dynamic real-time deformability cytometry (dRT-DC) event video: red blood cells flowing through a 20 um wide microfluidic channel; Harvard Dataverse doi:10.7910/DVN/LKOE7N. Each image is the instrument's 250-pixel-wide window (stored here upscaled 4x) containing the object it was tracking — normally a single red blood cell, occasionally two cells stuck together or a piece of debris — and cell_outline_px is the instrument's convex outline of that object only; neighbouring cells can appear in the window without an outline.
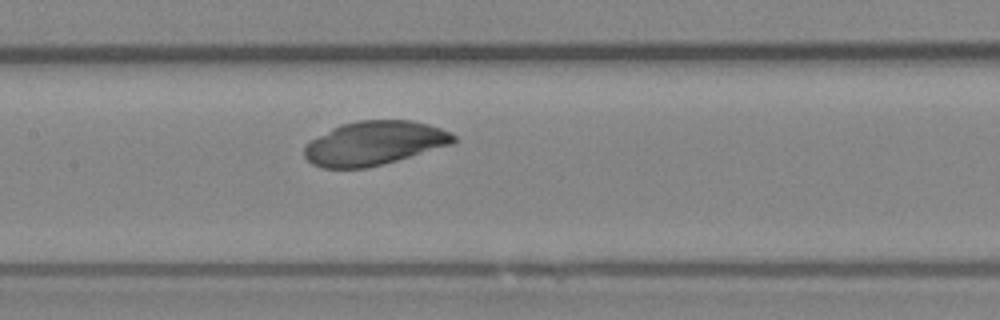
{"species": "Egyptian fruit bat (a non-hibernating species)", "species_latin": "Rousettus aegyptiacus", "temperature_condition": "room temperature", "stored_images_in_passage": 50, "camera_frame_rate_fps": 3000, "um_per_image_px": 0.085, "animal": {"sex": "female"}, "frame": {"image": 1, "passage_image": 24, "time_ms": 7.667, "image_size_px": [1000, 320], "cell_outline_px": [[456, 140], [452, 144], [368, 168], [324, 168], [312, 164], [304, 156], [304, 148], [312, 140], [332, 128], [340, 124], [356, 120], [412, 120], [428, 124], [440, 128], [456, 136]], "centroid_in_image_um": [31.8, 12.16], "position_along_channel_um": 175.6, "area_um2": 37.92}}